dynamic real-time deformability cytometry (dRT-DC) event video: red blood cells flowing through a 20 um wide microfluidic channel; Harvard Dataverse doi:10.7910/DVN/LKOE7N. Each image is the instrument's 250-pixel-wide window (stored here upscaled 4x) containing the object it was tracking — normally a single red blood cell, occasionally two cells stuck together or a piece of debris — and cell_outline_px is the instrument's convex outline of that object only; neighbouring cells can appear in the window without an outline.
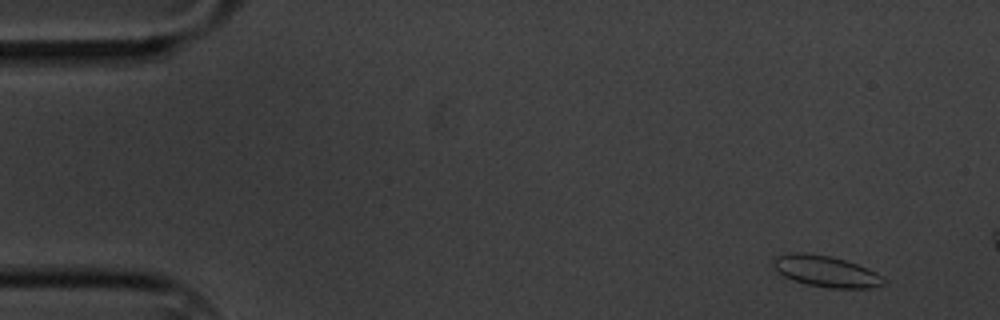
{"species": "common noctule bat (a hibernating species)", "species_latin": "Nyctalus noctula", "temperature_condition": "cold", "stored_images_in_passage": 8, "camera_frame_rate_fps": 3000, "um_per_image_px": 0.085, "animal": {"sex": "male", "body_mass_g": 20.1, "forearm_length_mm": 53.5}, "frame": {"image": 1, "passage_image": 2, "time_ms": 1.0, "image_size_px": [1000, 320], "cell_outline_px": [[884, 284], [872, 288], [832, 288], [808, 284], [792, 280], [776, 272], [772, 264], [772, 260], [776, 256], [788, 252], [804, 252], [832, 256], [868, 268], [876, 272], [884, 280]], "centroid_in_image_um": [70.14, 23.04], "position_along_channel_um": 14.9, "area_um2": 20.17}}
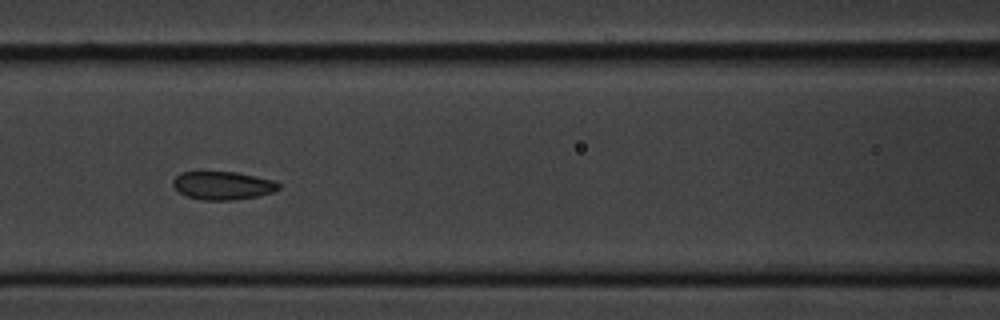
{"frame": {"image": 2, "passage_image": 8, "time_ms": 8.0, "image_size_px": [1000, 320], "cell_outline_px": [[280, 188], [272, 192], [256, 196], [232, 200], [200, 200], [188, 196], [180, 192], [172, 184], [172, 180], [180, 172], [236, 172], [276, 180], [280, 184]], "centroid_in_image_um": [18.95, 15.76], "position_along_channel_um": 147.7, "area_um2": 17.34}}